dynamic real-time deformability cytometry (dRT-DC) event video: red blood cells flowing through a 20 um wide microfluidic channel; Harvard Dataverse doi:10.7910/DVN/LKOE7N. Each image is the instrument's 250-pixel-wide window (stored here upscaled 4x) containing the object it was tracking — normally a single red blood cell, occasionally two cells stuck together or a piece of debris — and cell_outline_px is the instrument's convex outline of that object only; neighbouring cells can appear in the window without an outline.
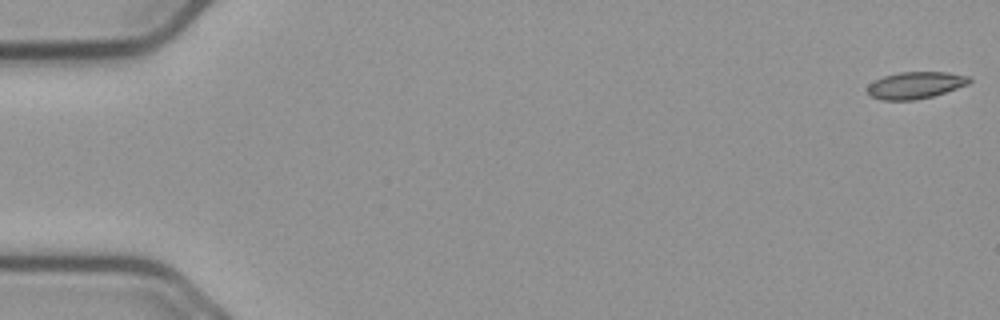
{"species": "common noctule bat (a hibernating species)", "species_latin": "Nyctalus noctula", "temperature_condition": "cold", "stored_images_in_passage": 57, "camera_frame_rate_fps": 3000, "um_per_image_px": 0.085, "animal": {"sex": "male", "body_mass_g": 23.1, "forearm_length_mm": 52.7}, "frame": {"image": 1, "passage_image": 1, "time_ms": 0.0, "image_size_px": [1000, 320], "cell_outline_px": [[972, 80], [968, 84], [932, 96], [916, 100], [880, 100], [868, 96], [868, 84], [884, 76], [900, 72], [948, 72], [968, 76]], "centroid_in_image_um": [77.78, 7.25], "position_along_channel_um": 7.2, "area_um2": 15.9}}
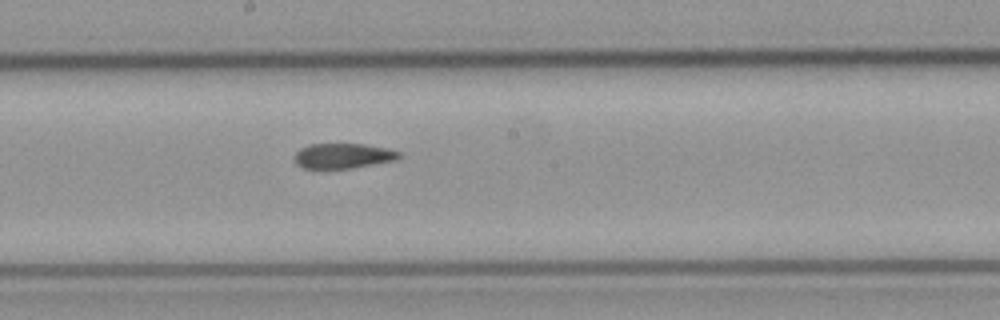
{"frame": {"image": 2, "passage_image": 31, "time_ms": 10.0, "image_size_px": [1000, 320], "cell_outline_px": [[400, 156], [396, 160], [352, 168], [304, 168], [296, 164], [292, 156], [300, 148], [308, 144], [364, 144], [388, 148], [400, 152]], "centroid_in_image_um": [29.13, 13.24], "position_along_channel_um": 219.1, "area_um2": 15.37}}
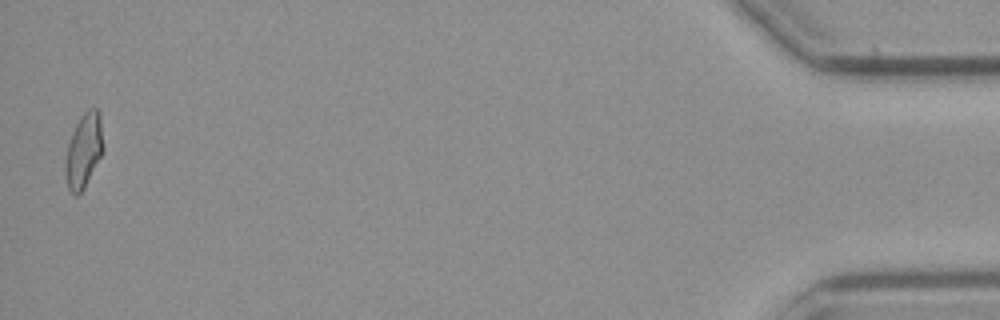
{"frame": {"image": 3, "passage_image": 56, "time_ms": 18.333, "image_size_px": [1000, 320], "cell_outline_px": [[104, 148], [84, 188], [76, 196], [68, 188], [64, 172], [64, 164], [68, 144], [76, 124], [80, 116], [88, 108], [96, 108], [100, 112], [104, 144]], "centroid_in_image_um": [7.12, 12.76], "position_along_channel_um": 428.1, "area_um2": 16.42}, "authors_computed_cell_mechanics": {"area_um2": 16.2418, "velocity_mm_per_s": 3.6623, "shape_relaxation_time_tau1_ms": null, "shape_relaxation_time_tau2_ms": 4.0701, "deformation_change_tau1": null, "deformation_change_tau2": 0.0858}}